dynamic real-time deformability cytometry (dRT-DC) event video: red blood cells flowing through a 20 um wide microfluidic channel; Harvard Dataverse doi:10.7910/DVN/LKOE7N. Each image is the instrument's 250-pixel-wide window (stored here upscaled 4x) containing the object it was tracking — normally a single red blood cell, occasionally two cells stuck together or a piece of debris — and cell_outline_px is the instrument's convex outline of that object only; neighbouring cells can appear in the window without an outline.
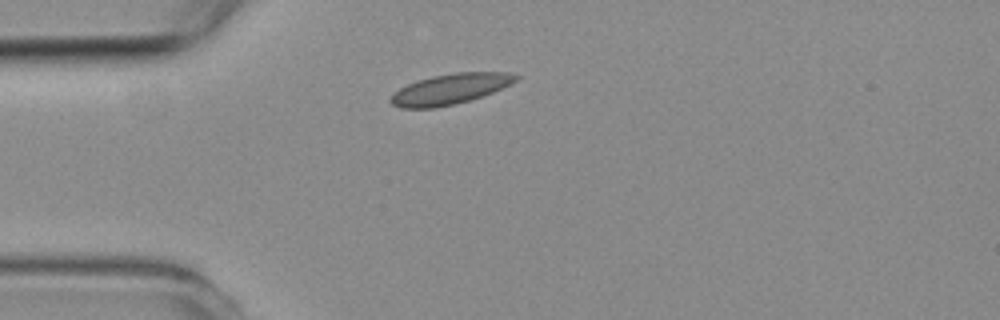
{"species": "common noctule bat (a hibernating species)", "species_latin": "Nyctalus noctula", "temperature_condition": "room temperature", "stored_images_in_passage": 2, "camera_frame_rate_fps": 3000, "um_per_image_px": 0.085, "animal": {"sex": "female", "body_mass_g": 19.3, "forearm_length_mm": 54.1}, "frame": {"image": 1, "passage_image": 1, "time_ms": 0.0, "image_size_px": [1000, 320], "cell_outline_px": [[520, 76], [516, 80], [492, 92], [468, 100], [452, 104], [432, 108], [400, 108], [392, 104], [388, 100], [392, 92], [416, 80], [432, 76], [456, 72], [508, 72]], "centroid_in_image_um": [38.18, 7.56], "position_along_channel_um": 46.8, "area_um2": 21.96}}